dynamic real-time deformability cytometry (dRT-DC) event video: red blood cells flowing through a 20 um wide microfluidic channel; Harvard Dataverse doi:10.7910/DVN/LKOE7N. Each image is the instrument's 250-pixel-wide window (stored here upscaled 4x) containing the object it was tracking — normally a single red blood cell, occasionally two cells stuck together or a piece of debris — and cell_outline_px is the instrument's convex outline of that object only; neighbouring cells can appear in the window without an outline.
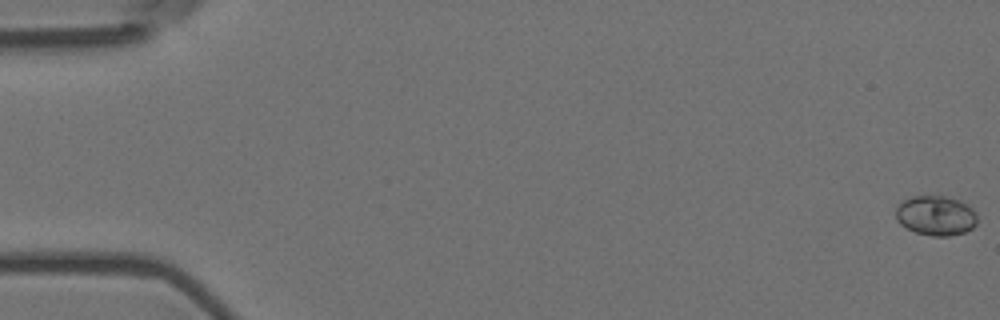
{"species": "Egyptian fruit bat (a non-hibernating species)", "species_latin": "Rousettus aegyptiacus", "temperature_condition": "room temperature", "stored_images_in_passage": 16, "camera_frame_rate_fps": 3000, "um_per_image_px": 0.085, "animal": {"sex": "female"}, "frame": {"image": 1, "passage_image": 1, "time_ms": 0.0, "image_size_px": [1000, 320], "cell_outline_px": [[976, 224], [972, 228], [964, 232], [948, 236], [932, 236], [916, 232], [900, 224], [896, 220], [896, 208], [904, 200], [912, 196], [944, 196], [960, 200], [972, 208], [976, 212]], "centroid_in_image_um": [79.55, 18.32], "position_along_channel_um": 5.5, "area_um2": 18.79}}
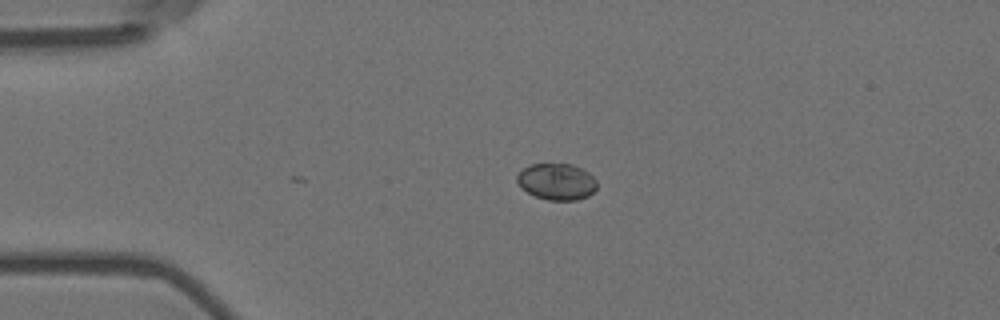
{"frame": {"image": 2, "passage_image": 14, "time_ms": 4.333, "image_size_px": [1000, 320], "cell_outline_px": [[596, 188], [588, 196], [576, 200], [548, 200], [536, 196], [520, 188], [516, 180], [516, 176], [524, 168], [532, 164], [572, 164], [588, 172], [596, 180]], "centroid_in_image_um": [47.3, 15.44], "position_along_channel_um": 37.7, "area_um2": 16.88}}